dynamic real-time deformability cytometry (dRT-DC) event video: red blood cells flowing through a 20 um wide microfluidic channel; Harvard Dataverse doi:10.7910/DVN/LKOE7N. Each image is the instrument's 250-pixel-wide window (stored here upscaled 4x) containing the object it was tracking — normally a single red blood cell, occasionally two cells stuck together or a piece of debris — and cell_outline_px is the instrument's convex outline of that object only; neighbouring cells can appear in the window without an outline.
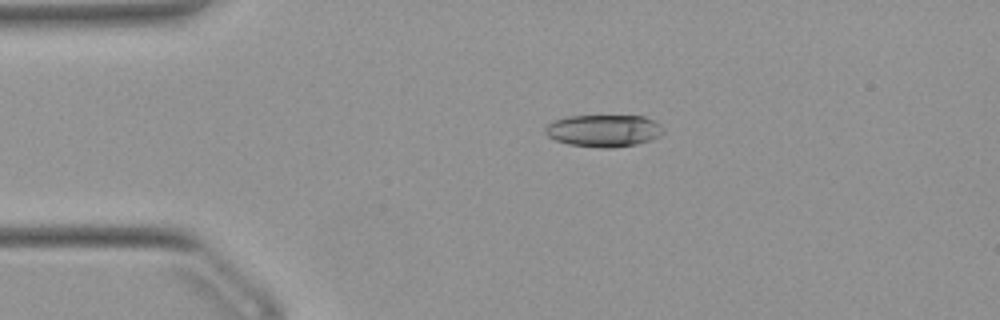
{"species": "Egyptian fruit bat (a non-hibernating species)", "species_latin": "Rousettus aegyptiacus", "temperature_condition": "warm", "stored_images_in_passage": 42, "camera_frame_rate_fps": 3000, "um_per_image_px": 0.085, "animal": {"sex": "female"}, "frame": {"image": 1, "passage_image": 1, "time_ms": 0.0, "image_size_px": [1000, 320], "cell_outline_px": [[664, 132], [660, 136], [636, 144], [612, 148], [600, 148], [568, 144], [556, 140], [548, 136], [544, 132], [544, 128], [548, 124], [556, 120], [568, 116], [644, 116], [660, 124], [664, 128]], "centroid_in_image_um": [51.32, 11.11], "position_along_channel_um": 33.7, "area_um2": 22.08}}
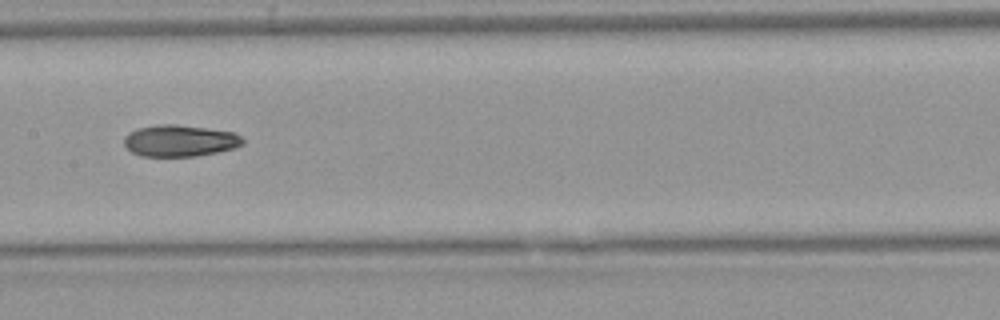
{"frame": {"image": 2, "passage_image": 16, "time_ms": 5.0, "image_size_px": [1000, 320], "cell_outline_px": [[244, 144], [236, 148], [196, 156], [140, 156], [132, 152], [124, 144], [124, 136], [128, 132], [136, 128], [156, 124], [176, 124], [236, 132], [244, 140]], "centroid_in_image_um": [15.28, 11.95], "position_along_channel_um": 192.1, "area_um2": 22.08}}
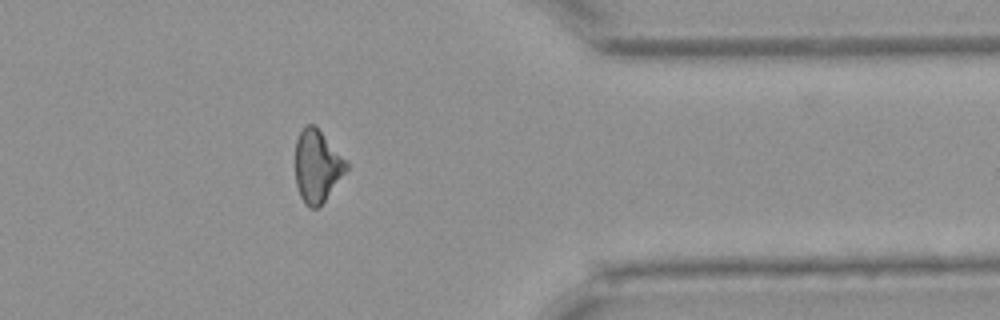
{"frame": {"image": 3, "passage_image": 32, "time_ms": 10.333, "image_size_px": [1000, 320], "cell_outline_px": [[348, 168], [324, 200], [316, 208], [308, 208], [304, 204], [300, 196], [296, 184], [296, 140], [300, 132], [308, 124], [316, 124], [348, 164]], "centroid_in_image_um": [26.93, 14.11], "position_along_channel_um": 384.5, "area_um2": 21.15}, "authors_computed_cell_mechanics": {"area_um2": 22.1085, "velocity_mm_per_s": 3.9327, "shape_relaxation_time_tau1_ms": 7.4755, "shape_relaxation_time_tau2_ms": 9.5323, "deformation_change_tau1": 0.1989, "deformation_change_tau2": 0.1735}}